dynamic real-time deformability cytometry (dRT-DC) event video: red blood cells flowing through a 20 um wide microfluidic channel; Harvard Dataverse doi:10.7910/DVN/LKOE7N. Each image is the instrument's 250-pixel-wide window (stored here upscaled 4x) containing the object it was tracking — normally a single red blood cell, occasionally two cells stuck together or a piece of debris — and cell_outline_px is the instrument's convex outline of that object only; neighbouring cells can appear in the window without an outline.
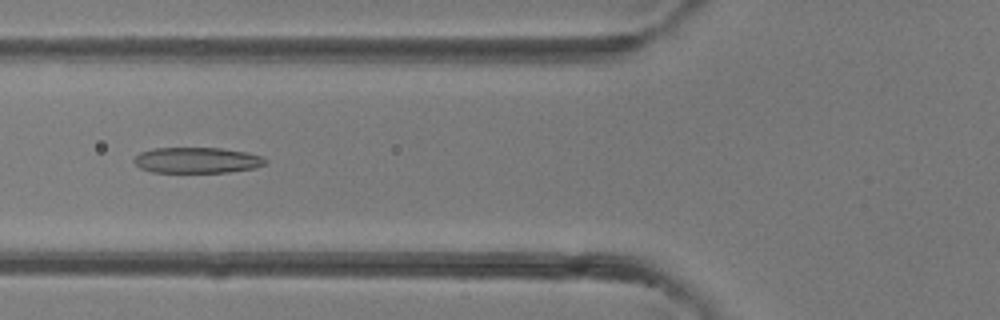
{"species": "common noctule bat (a hibernating species)", "species_latin": "Nyctalus noctula", "temperature_condition": "room temperature", "stored_images_in_passage": 42, "camera_frame_rate_fps": 3000, "um_per_image_px": 0.085, "animal": {"sex": "female"}, "frame": {"image": 1, "passage_image": 16, "time_ms": 5.0, "image_size_px": [1000, 320], "cell_outline_px": [[268, 160], [264, 164], [256, 168], [228, 172], [152, 172], [140, 168], [132, 160], [140, 152], [152, 148], [220, 148], [248, 152], [260, 156]], "centroid_in_image_um": [16.74, 13.62], "position_along_channel_um": 109.1, "area_um2": 19.77}}
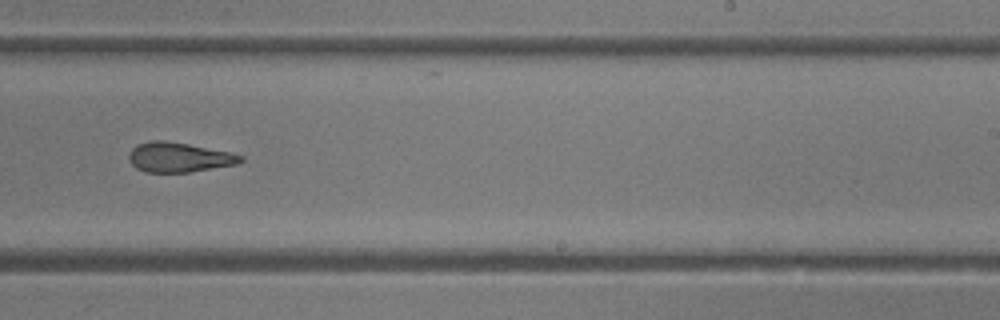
{"frame": {"image": 2, "passage_image": 26, "time_ms": 8.333, "image_size_px": [1000, 320], "cell_outline_px": [[244, 160], [236, 164], [188, 172], [144, 172], [136, 168], [128, 160], [128, 156], [132, 148], [136, 144], [152, 140], [164, 140], [188, 144], [232, 152], [244, 156]], "centroid_in_image_um": [15.19, 13.36], "position_along_channel_um": 273.8, "area_um2": 19.42}}
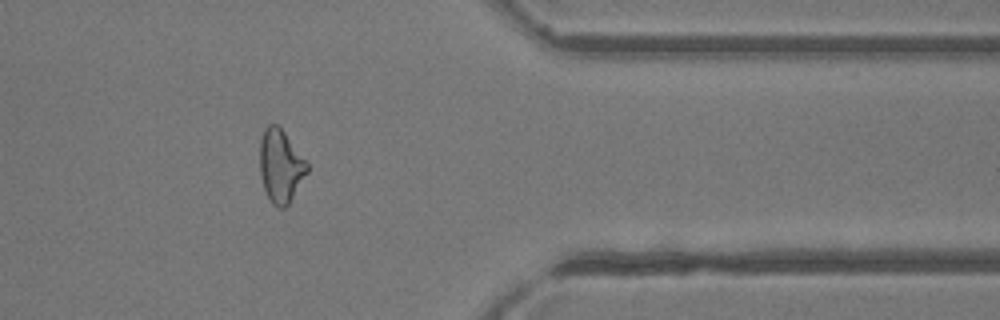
{"frame": {"image": 3, "passage_image": 34, "time_ms": 11.0, "image_size_px": [1000, 320], "cell_outline_px": [[308, 172], [288, 204], [284, 208], [280, 208], [272, 204], [264, 188], [260, 176], [260, 140], [264, 128], [268, 124], [276, 124], [284, 132], [308, 164]], "centroid_in_image_um": [23.83, 14.11], "position_along_channel_um": 387.6, "area_um2": 19.88}}